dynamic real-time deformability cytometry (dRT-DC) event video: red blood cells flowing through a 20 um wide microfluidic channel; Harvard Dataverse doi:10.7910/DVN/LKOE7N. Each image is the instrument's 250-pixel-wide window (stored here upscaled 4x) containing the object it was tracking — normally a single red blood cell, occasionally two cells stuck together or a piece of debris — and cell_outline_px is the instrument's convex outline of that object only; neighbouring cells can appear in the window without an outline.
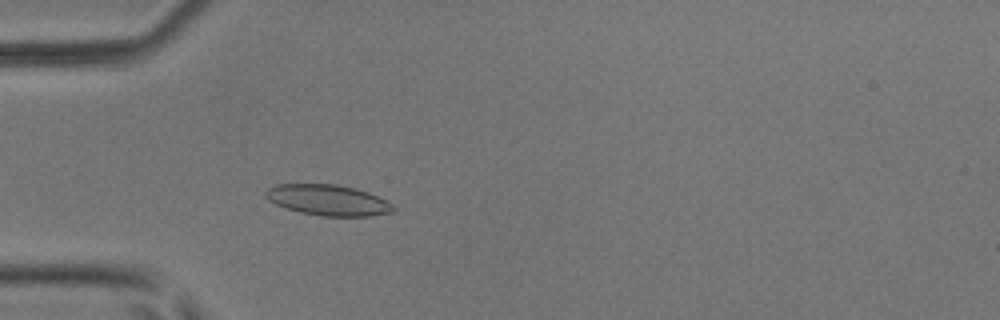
{"species": "common noctule bat (a hibernating species)", "species_latin": "Nyctalus noctula", "temperature_condition": "room temperature", "stored_images_in_passage": 3, "camera_frame_rate_fps": 3000, "um_per_image_px": 0.085, "animal": {"sex": "male", "body_mass_g": 17.9, "forearm_length_mm": 54.2}, "frame": {"image": 1, "passage_image": 3, "time_ms": 0.667, "image_size_px": [1000, 320], "cell_outline_px": [[396, 208], [392, 212], [368, 216], [320, 216], [300, 212], [276, 204], [268, 200], [264, 196], [264, 192], [268, 188], [276, 184], [336, 184], [356, 188], [368, 192], [392, 204]], "centroid_in_image_um": [27.85, 17.0], "position_along_channel_um": 57.1, "area_um2": 22.83}}